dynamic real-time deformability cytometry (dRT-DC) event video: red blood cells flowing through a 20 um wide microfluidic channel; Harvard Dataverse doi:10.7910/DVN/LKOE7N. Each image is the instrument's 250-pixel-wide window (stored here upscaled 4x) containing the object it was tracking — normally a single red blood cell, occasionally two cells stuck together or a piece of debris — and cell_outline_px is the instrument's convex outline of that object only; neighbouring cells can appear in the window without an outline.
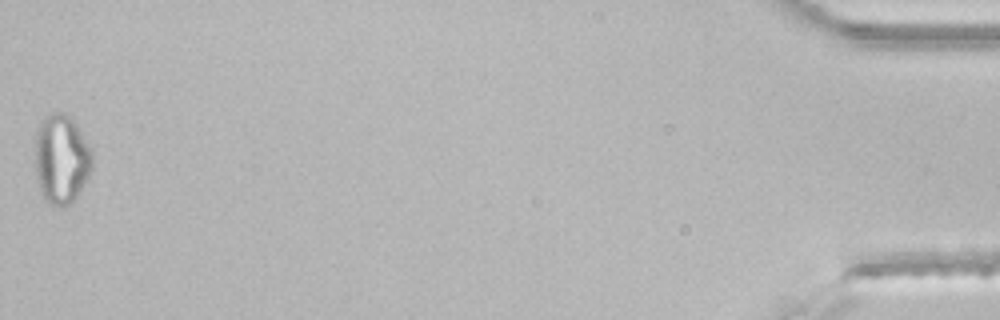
{"species": "common noctule bat (a hibernating species)", "species_latin": "Nyctalus noctula", "temperature_condition": "room temperature", "stored_images_in_passage": 47, "segment_of_instrument_passage": [2, 2], "camera_frame_rate_fps": 3000, "um_per_image_px": 0.085, "animal": {"sex": "male", "body_mass_g": 21.5, "forearm_length_mm": 52.0}, "frame": {"image": 1, "passage_image": 47, "time_ms": 15.333, "image_size_px": [1000, 320], "cell_outline_px": [[92, 168], [80, 192], [72, 204], [64, 208], [60, 208], [44, 200], [40, 192], [36, 172], [36, 140], [40, 124], [44, 116], [48, 112], [68, 112], [72, 116], [92, 148]], "centroid_in_image_um": [5.25, 13.51], "position_along_channel_um": 430.0, "area_um2": 30.35}}